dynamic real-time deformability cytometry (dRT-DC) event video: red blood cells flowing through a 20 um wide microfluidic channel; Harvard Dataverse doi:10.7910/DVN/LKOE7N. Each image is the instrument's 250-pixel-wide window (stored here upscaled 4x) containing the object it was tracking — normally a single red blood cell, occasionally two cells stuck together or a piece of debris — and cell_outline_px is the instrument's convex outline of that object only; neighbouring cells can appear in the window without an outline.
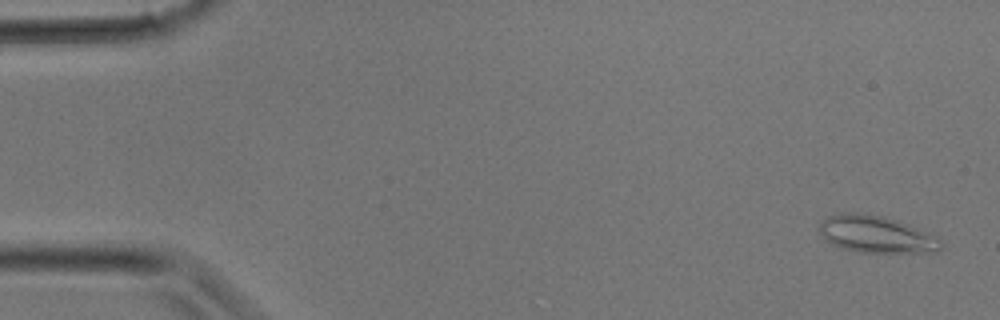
{"species": "common noctule bat (a hibernating species)", "species_latin": "Nyctalus noctula", "temperature_condition": "room temperature", "stored_images_in_passage": 31, "camera_frame_rate_fps": 3000, "um_per_image_px": 0.085, "animal": {"sex": "male", "body_mass_g": 17.9}, "frame": {"image": 1, "passage_image": 1, "time_ms": 0.0, "image_size_px": [1000, 320], "cell_outline_px": [[944, 244], [936, 252], [860, 252], [840, 248], [824, 240], [820, 232], [820, 220], [828, 216], [840, 212], [856, 212], [884, 216], [908, 224], [940, 240]], "centroid_in_image_um": [74.4, 19.91], "position_along_channel_um": 10.6, "area_um2": 26.13}}
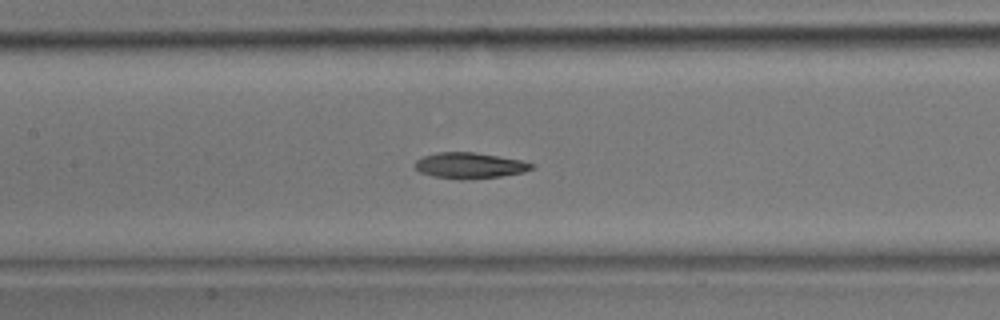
{"frame": {"image": 2, "passage_image": 14, "time_ms": 4.333, "image_size_px": [1000, 320], "cell_outline_px": [[536, 164], [532, 168], [524, 172], [500, 176], [464, 180], [460, 180], [432, 176], [420, 172], [412, 164], [416, 160], [424, 156], [436, 152], [476, 152], [520, 160]], "centroid_in_image_um": [39.89, 14.07], "position_along_channel_um": 167.5, "area_um2": 17.69}}
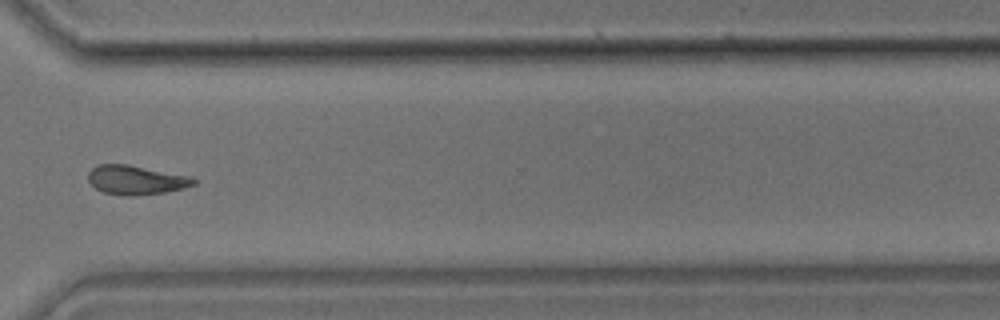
{"frame": {"image": 3, "passage_image": 23, "time_ms": 7.333, "image_size_px": [1000, 320], "cell_outline_px": [[196, 184], [184, 188], [164, 192], [136, 196], [128, 196], [104, 192], [96, 188], [88, 180], [88, 172], [96, 164], [128, 164], [192, 176], [196, 180]], "centroid_in_image_um": [11.58, 15.29], "position_along_channel_um": 359.0, "area_um2": 18.03}}